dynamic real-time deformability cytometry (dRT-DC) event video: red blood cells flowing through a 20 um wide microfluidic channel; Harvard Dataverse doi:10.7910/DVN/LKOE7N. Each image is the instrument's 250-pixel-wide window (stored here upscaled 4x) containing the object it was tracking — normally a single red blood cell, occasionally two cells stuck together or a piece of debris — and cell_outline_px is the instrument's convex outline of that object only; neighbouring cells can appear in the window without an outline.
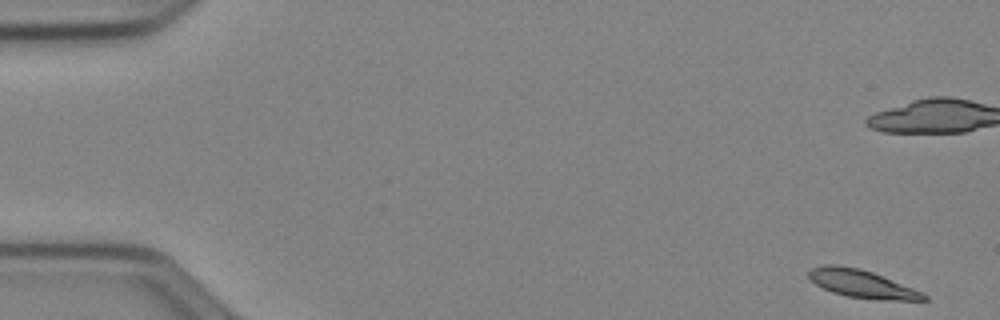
{"species": "Egyptian fruit bat (a non-hibernating species)", "species_latin": "Rousettus aegyptiacus", "temperature_condition": "cold", "stored_images_in_passage": 52, "camera_frame_rate_fps": 3000, "um_per_image_px": 0.085, "animal": {"sex": "female"}, "frame": {"image": 1, "passage_image": 1, "time_ms": 0.0, "image_size_px": [1000, 320], "cell_outline_px": [[928, 300], [880, 300], [848, 296], [832, 292], [816, 284], [808, 276], [808, 272], [812, 268], [824, 264], [836, 264], [860, 268], [872, 272], [912, 288], [928, 296]], "centroid_in_image_um": [73.23, 24.11], "position_along_channel_um": 11.8, "area_um2": 18.44}}
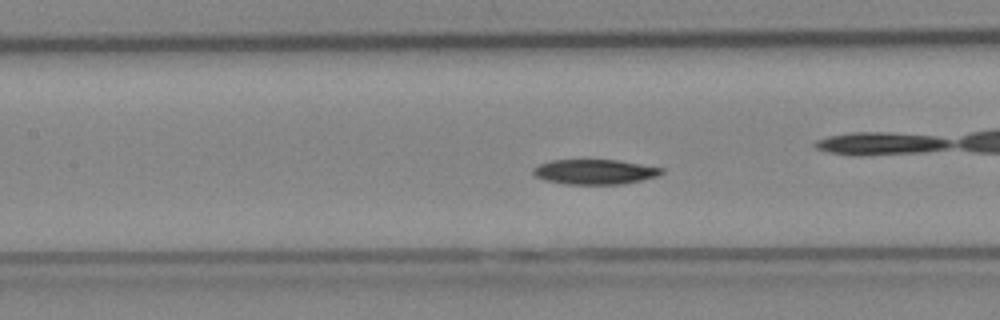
{"frame": {"image": 2, "passage_image": 23, "time_ms": 7.333, "image_size_px": [1000, 320], "cell_outline_px": [[664, 172], [660, 176], [624, 184], [564, 184], [544, 180], [536, 176], [532, 172], [532, 168], [540, 164], [552, 160], [620, 160], [664, 168]], "centroid_in_image_um": [50.59, 14.61], "position_along_channel_um": 156.8, "area_um2": 18.84}, "authors_computed_cell_mechanics": {"area_um2": 18.9584, "velocity_mm_per_s": 3.8994, "shape_relaxation_time_tau1_ms": 4.8465, "shape_relaxation_time_tau2_ms": null, "deformation_change_tau1": 0.106, "deformation_change_tau2": null}}